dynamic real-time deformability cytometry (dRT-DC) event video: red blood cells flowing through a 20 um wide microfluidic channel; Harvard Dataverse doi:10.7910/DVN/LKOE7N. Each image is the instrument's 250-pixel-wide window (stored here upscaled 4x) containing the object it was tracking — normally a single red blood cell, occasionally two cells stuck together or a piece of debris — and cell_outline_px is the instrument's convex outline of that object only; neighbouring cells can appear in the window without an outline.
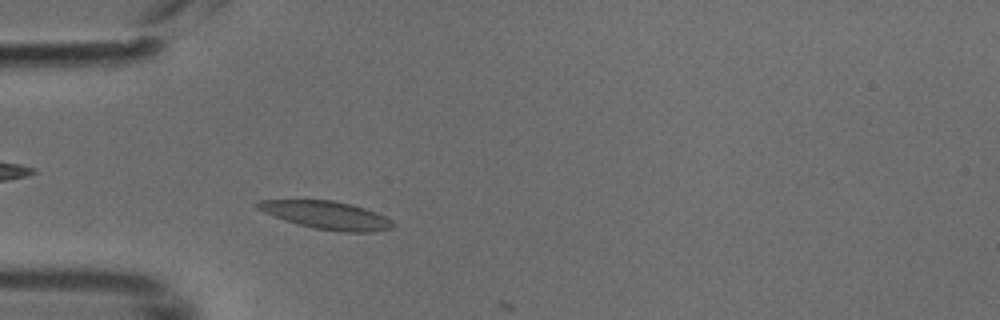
{"species": "common noctule bat (a hibernating species)", "species_latin": "Nyctalus noctula", "temperature_condition": "cold", "stored_images_in_passage": 8, "camera_frame_rate_fps": 3000, "um_per_image_px": 0.085, "animal": {"sex": "male", "body_mass_g": 18.8}, "frame": {"image": 1, "passage_image": 7, "time_ms": 2.0, "image_size_px": [1000, 320], "cell_outline_px": [[396, 224], [392, 228], [372, 232], [340, 232], [312, 228], [296, 224], [284, 220], [264, 212], [256, 208], [256, 204], [260, 200], [332, 200], [352, 204], [376, 212], [392, 220]], "centroid_in_image_um": [27.78, 18.3], "position_along_channel_um": 57.2, "area_um2": 22.14}}